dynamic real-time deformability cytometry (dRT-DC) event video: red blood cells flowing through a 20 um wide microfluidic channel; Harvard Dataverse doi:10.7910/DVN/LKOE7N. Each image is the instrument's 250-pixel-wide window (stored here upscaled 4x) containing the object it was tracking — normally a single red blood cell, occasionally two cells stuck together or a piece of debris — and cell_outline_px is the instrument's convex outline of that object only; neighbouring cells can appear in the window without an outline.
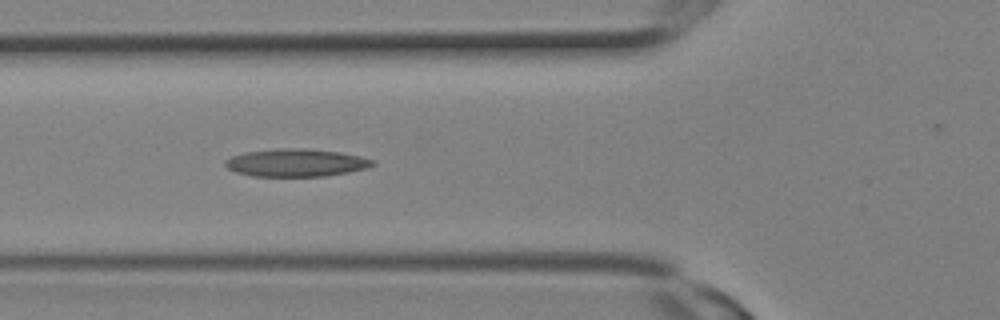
{"species": "Egyptian fruit bat (a non-hibernating species)", "species_latin": "Rousettus aegyptiacus", "temperature_condition": "room temperature", "stored_images_in_passage": 9, "camera_frame_rate_fps": 3000, "um_per_image_px": 0.085, "animal": {"sex": "female"}, "frame": {"image": 1, "passage_image": 6, "time_ms": 1.667, "image_size_px": [1000, 320], "cell_outline_px": [[376, 164], [368, 168], [328, 176], [252, 176], [236, 172], [228, 168], [224, 164], [224, 160], [232, 156], [244, 152], [276, 148], [308, 148], [340, 152], [360, 156], [372, 160]], "centroid_in_image_um": [25.16, 13.82], "position_along_channel_um": 100.6, "area_um2": 23.99}}
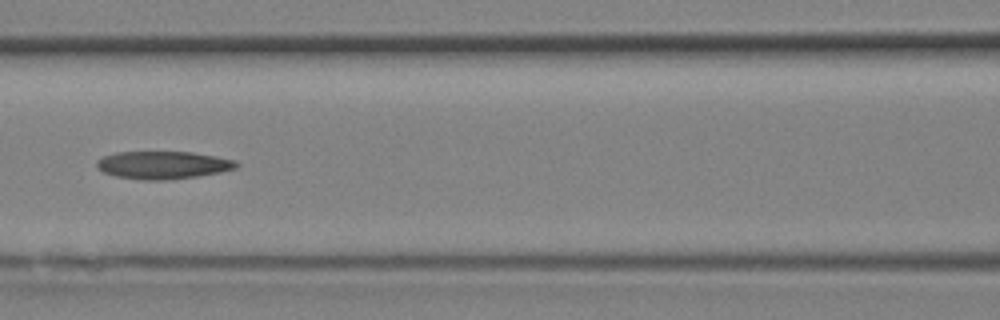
{"frame": {"image": 2, "passage_image": 8, "time_ms": 2.333, "image_size_px": [1000, 320], "cell_outline_px": [[240, 164], [236, 168], [220, 172], [196, 176], [168, 180], [140, 180], [116, 176], [104, 172], [96, 164], [96, 160], [104, 156], [116, 152], [192, 152], [236, 160]], "centroid_in_image_um": [13.87, 14.03], "position_along_channel_um": 152.7, "area_um2": 22.48}}